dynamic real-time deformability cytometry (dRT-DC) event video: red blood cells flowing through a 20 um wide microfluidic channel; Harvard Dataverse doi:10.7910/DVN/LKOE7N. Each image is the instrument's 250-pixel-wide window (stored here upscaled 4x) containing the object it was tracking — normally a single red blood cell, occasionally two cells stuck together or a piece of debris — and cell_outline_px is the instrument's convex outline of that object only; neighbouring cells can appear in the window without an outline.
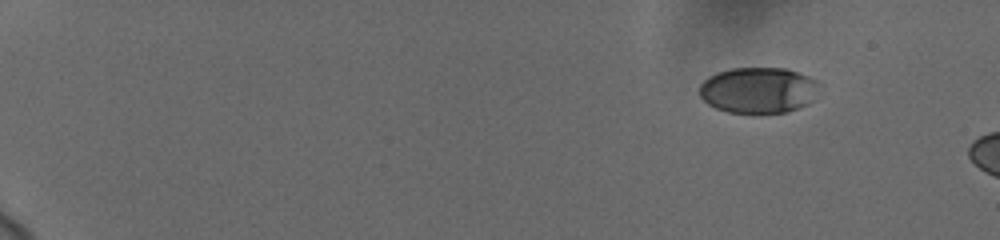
{"species": "human", "species_latin": "Homo sapiens", "temperature_condition": "cold", "stored_images_in_passage": 6, "camera_frame_rate_fps": 3000, "um_per_image_px": 0.085, "donor": {"sex": "female"}, "frame": {"image": 1, "passage_image": 1, "time_ms": 0.0, "image_size_px": [1000, 240], "cell_outline_px": [[824, 84], [816, 100], [808, 104], [788, 112], [760, 116], [728, 112], [716, 108], [708, 104], [700, 96], [700, 84], [708, 76], [716, 72], [732, 68], [784, 68], [820, 80]], "centroid_in_image_um": [64.55, 7.7], "position_along_channel_um": 20.4, "area_um2": 33.52}}